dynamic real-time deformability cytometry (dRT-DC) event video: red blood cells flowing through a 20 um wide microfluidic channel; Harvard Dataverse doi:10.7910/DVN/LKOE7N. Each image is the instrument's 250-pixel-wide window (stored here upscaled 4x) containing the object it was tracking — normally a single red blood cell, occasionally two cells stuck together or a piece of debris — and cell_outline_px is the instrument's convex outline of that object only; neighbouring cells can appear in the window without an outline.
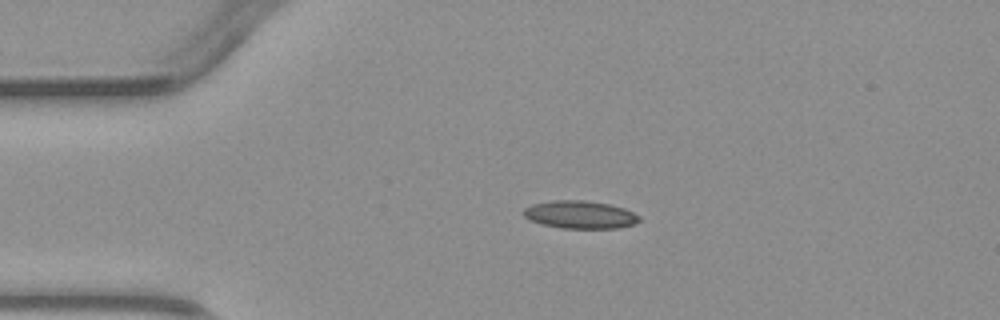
{"species": "common noctule bat (a hibernating species)", "species_latin": "Nyctalus noctula", "temperature_condition": "warm", "stored_images_in_passage": 2, "camera_frame_rate_fps": 3000, "um_per_image_px": 0.085, "animal": {"sex": "male", "body_mass_g": 23.1, "forearm_length_mm": 52.7}, "frame": {"image": 1, "passage_image": 1, "time_ms": 0.0, "image_size_px": [1000, 320], "cell_outline_px": [[640, 220], [632, 224], [616, 228], [564, 228], [544, 224], [528, 220], [524, 216], [524, 208], [532, 204], [552, 200], [584, 200], [608, 204], [624, 208], [640, 216]], "centroid_in_image_um": [49.28, 18.23], "position_along_channel_um": 35.7, "area_um2": 18.55}}